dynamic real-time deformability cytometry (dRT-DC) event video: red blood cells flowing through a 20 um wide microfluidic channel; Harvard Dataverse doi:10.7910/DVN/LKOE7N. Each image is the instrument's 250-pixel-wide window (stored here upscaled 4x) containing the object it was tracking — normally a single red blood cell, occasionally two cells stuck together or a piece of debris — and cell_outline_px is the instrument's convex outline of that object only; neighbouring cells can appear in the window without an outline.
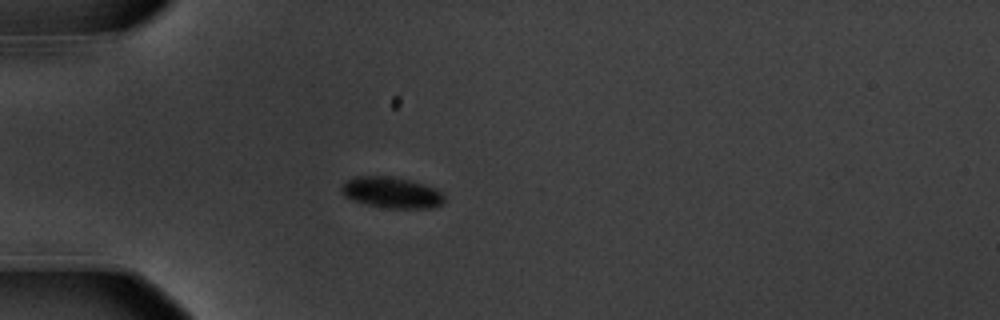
{"species": "common noctule bat (a hibernating species)", "species_latin": "Nyctalus noctula", "temperature_condition": "warm", "stored_images_in_passage": 46, "camera_frame_rate_fps": 3000, "um_per_image_px": 0.085, "animal": {"sex": "male", "body_mass_g": 20.1, "forearm_length_mm": 53.5}, "frame": {"image": 1, "passage_image": 5, "time_ms": 1.333, "image_size_px": [1000, 320], "cell_outline_px": [[444, 204], [432, 208], [384, 208], [352, 200], [344, 196], [340, 192], [340, 188], [348, 180], [356, 176], [392, 176], [424, 184], [436, 188], [444, 196]], "centroid_in_image_um": [33.29, 16.37], "position_along_channel_um": 51.7, "area_um2": 18.67}}
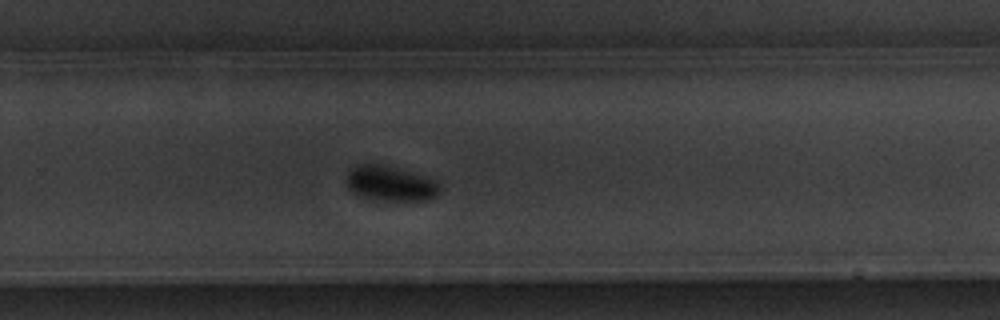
{"frame": {"image": 2, "passage_image": 27, "time_ms": 8.667, "image_size_px": [1000, 320], "cell_outline_px": [[440, 192], [436, 196], [428, 200], [384, 200], [356, 196], [344, 184], [348, 172], [356, 164], [376, 164], [396, 168], [424, 176], [436, 180], [440, 184]], "centroid_in_image_um": [33.15, 15.61], "position_along_channel_um": 296.7, "area_um2": 19.13}}
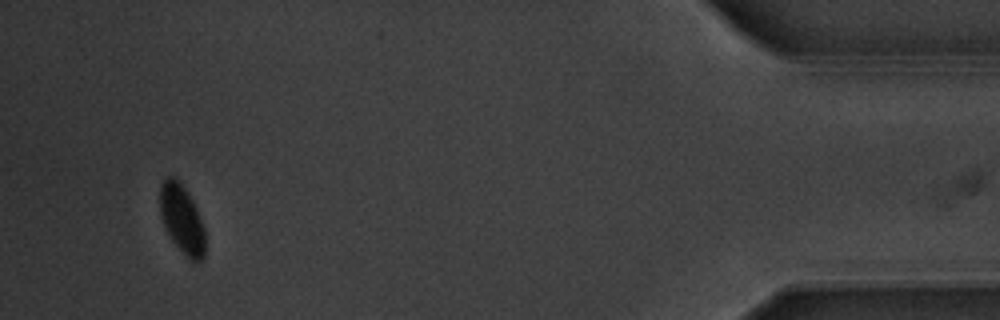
{"frame": {"image": 3, "passage_image": 43, "time_ms": 14.0, "image_size_px": [1000, 320], "cell_outline_px": [[204, 260], [196, 264], [172, 240], [164, 224], [160, 212], [160, 184], [168, 176], [172, 176], [188, 192], [196, 208], [204, 228]], "centroid_in_image_um": [15.47, 18.63], "position_along_channel_um": 419.7, "area_um2": 17.63}, "authors_computed_cell_mechanics": {"area_um2": 19.1896, "velocity_mm_per_s": 3.5438, "shape_relaxation_time_tau1_ms": 5.3421, "shape_relaxation_time_tau2_ms": null, "deformation_change_tau1": 0.148, "deformation_change_tau2": null}}